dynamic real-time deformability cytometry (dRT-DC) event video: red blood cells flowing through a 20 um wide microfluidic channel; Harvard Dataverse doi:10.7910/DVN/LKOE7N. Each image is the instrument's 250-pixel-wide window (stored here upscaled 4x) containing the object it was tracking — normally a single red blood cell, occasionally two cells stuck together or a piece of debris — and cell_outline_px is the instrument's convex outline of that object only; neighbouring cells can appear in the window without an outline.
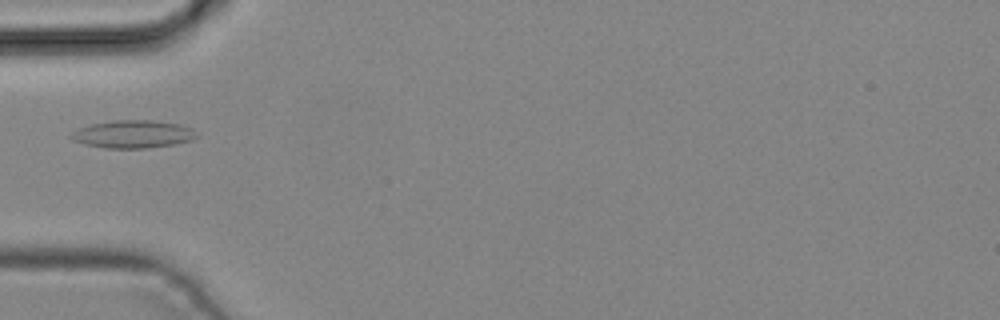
{"species": "common noctule bat (a hibernating species)", "species_latin": "Nyctalus noctula", "temperature_condition": "cold", "stored_images_in_passage": 3, "camera_frame_rate_fps": 3000, "um_per_image_px": 0.085, "animal": {"sex": "male", "body_mass_g": 19.2, "forearm_length_mm": 51.8}, "frame": {"image": 1, "passage_image": 3, "time_ms": 0.667, "image_size_px": [1000, 320], "cell_outline_px": [[200, 136], [192, 140], [176, 144], [148, 148], [104, 148], [84, 144], [72, 140], [68, 136], [72, 132], [80, 128], [92, 124], [112, 120], [152, 120], [180, 124], [192, 128]], "centroid_in_image_um": [11.33, 11.41], "position_along_channel_um": 73.7, "area_um2": 20.52}}